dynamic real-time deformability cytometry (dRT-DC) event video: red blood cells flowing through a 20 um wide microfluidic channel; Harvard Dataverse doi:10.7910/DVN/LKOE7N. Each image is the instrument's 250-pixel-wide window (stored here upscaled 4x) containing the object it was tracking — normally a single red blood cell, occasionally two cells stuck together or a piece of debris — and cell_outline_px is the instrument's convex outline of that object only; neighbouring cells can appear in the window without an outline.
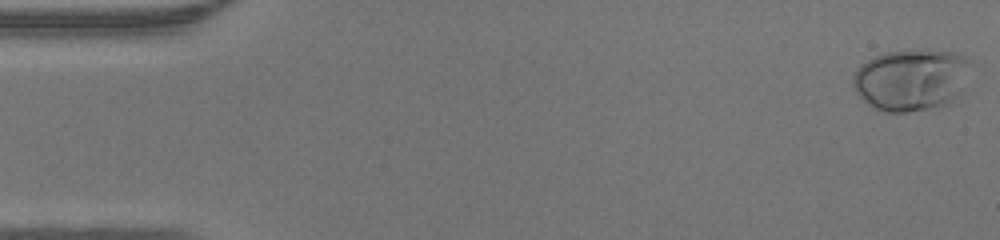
{"species": "human", "species_latin": "Homo sapiens", "temperature_condition": "warm", "stored_images_in_passage": 47, "camera_frame_rate_fps": 3000, "um_per_image_px": 0.085, "donor": {"sex": "male"}, "frame": {"image": 1, "passage_image": 1, "time_ms": 0.0, "image_size_px": [1000, 240], "cell_outline_px": [[972, 60], [960, 92], [952, 104], [908, 112], [884, 112], [872, 108], [856, 92], [852, 84], [852, 76], [860, 64], [876, 56], [888, 52], [924, 48], [956, 52]], "centroid_in_image_um": [77.46, 6.76], "position_along_channel_um": 7.5, "area_um2": 42.95}}
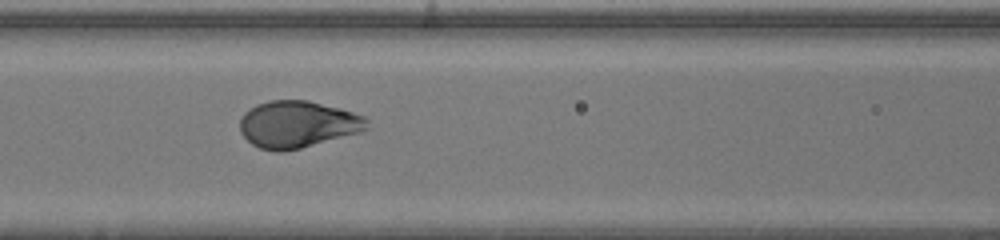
{"frame": {"image": 2, "passage_image": 20, "time_ms": 6.333, "image_size_px": [1000, 240], "cell_outline_px": [[368, 128], [360, 132], [300, 148], [280, 152], [276, 152], [260, 148], [252, 144], [240, 132], [240, 120], [244, 112], [256, 104], [268, 100], [308, 100], [340, 108], [364, 116], [368, 120]], "centroid_in_image_um": [25.28, 10.56], "position_along_channel_um": 141.3, "area_um2": 34.68}}
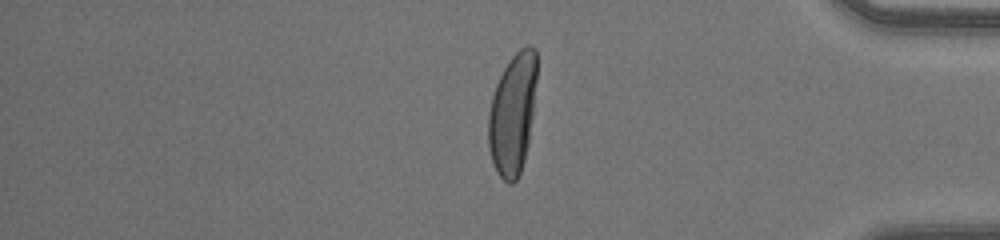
{"frame": {"image": 3, "passage_image": 39, "time_ms": 12.667, "image_size_px": [1000, 240], "cell_outline_px": [[536, 80], [532, 116], [528, 144], [524, 160], [520, 172], [516, 180], [512, 184], [508, 184], [496, 172], [488, 148], [488, 112], [492, 96], [496, 84], [508, 60], [520, 48], [528, 44], [536, 48]], "centroid_in_image_um": [43.56, 9.67], "position_along_channel_um": 391.6, "area_um2": 34.28}}